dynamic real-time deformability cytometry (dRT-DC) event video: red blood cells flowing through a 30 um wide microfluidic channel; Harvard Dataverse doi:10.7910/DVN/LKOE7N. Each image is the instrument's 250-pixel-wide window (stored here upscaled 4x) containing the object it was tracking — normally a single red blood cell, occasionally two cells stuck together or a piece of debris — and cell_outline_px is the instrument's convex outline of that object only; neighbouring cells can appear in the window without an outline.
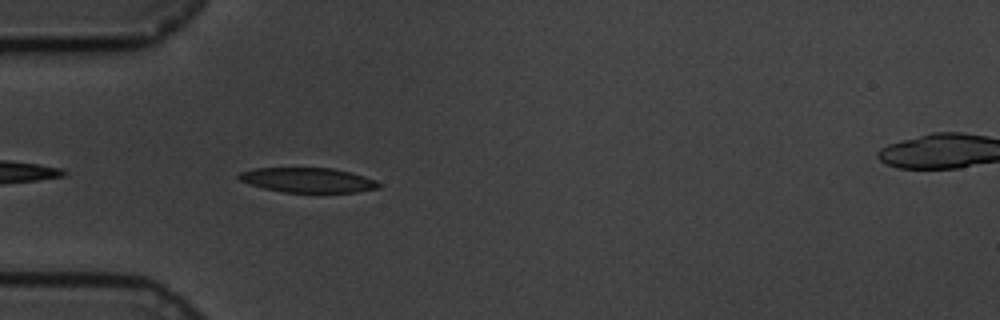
{"species": "common noctule bat (a hibernating species)", "species_latin": "Nyctalus noctula", "temperature_condition": "cold", "stored_images_in_passage": 29, "camera_frame_rate_fps": 3000, "um_per_image_px": 0.085, "animal": {"sex": "male", "body_mass_g": 19.5, "forearm_length_mm": 54.6}, "frame": {"image": 1, "passage_image": 3, "time_ms": 0.667, "image_size_px": [1000, 320], "cell_outline_px": [[384, 184], [380, 188], [356, 192], [284, 192], [264, 188], [240, 180], [236, 176], [240, 172], [252, 168], [332, 168], [364, 176], [376, 180]], "centroid_in_image_um": [26.2, 15.3], "position_along_channel_um": 58.8, "area_um2": 20.11}}
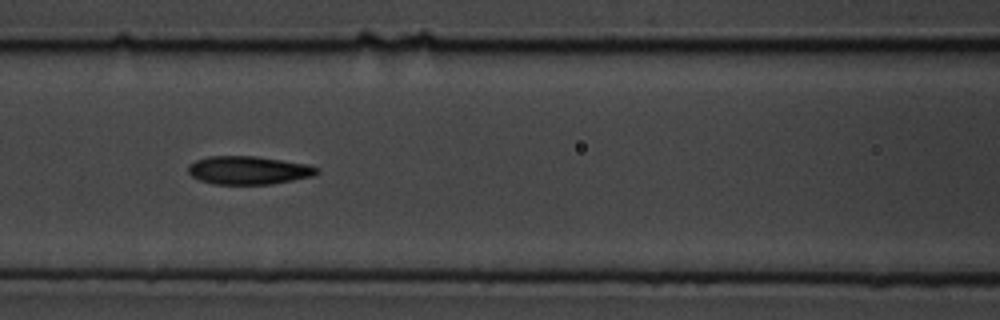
{"frame": {"image": 2, "passage_image": 11, "time_ms": 3.333, "image_size_px": [1000, 320], "cell_outline_px": [[320, 172], [312, 176], [272, 184], [216, 184], [200, 180], [192, 176], [188, 172], [188, 164], [196, 160], [208, 156], [256, 156], [308, 164], [320, 168]], "centroid_in_image_um": [21.13, 14.46], "position_along_channel_um": 145.5, "area_um2": 21.21}}
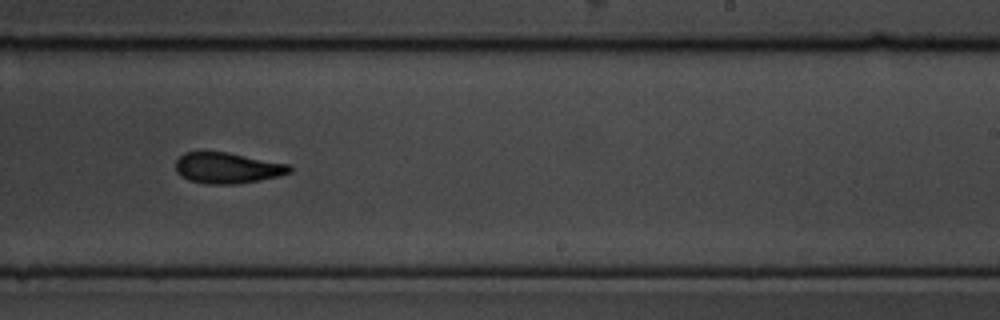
{"frame": {"image": 3, "passage_image": 22, "time_ms": 7.0, "image_size_px": [1000, 320], "cell_outline_px": [[292, 172], [260, 180], [236, 184], [208, 184], [188, 180], [176, 172], [176, 160], [184, 152], [228, 152], [288, 164], [292, 168]], "centroid_in_image_um": [19.31, 14.28], "position_along_channel_um": 269.7, "area_um2": 20.4}}